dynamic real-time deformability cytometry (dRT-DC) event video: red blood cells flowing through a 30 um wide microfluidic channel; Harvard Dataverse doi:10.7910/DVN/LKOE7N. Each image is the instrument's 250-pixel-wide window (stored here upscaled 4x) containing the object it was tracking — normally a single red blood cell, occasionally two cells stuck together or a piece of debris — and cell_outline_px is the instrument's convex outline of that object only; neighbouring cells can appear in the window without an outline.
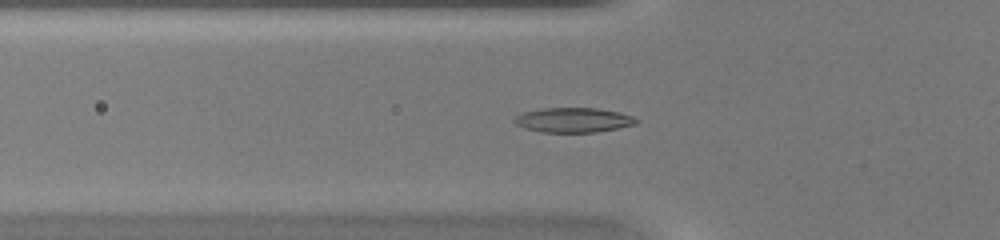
{"species": "common noctule bat (a hibernating species)", "species_latin": "Nyctalus noctula", "temperature_condition": "warm", "stored_images_in_passage": 40, "camera_frame_rate_fps": 3000, "um_per_image_px": 0.085, "animal": {"sex": "female", "body_mass_g": 20.0, "forearm_length_mm": 54.0}, "frame": {"image": 1, "passage_image": 9, "time_ms": 2.667, "image_size_px": [1000, 240], "cell_outline_px": [[640, 120], [636, 124], [596, 132], [540, 132], [524, 128], [516, 124], [512, 120], [516, 116], [524, 112], [544, 108], [600, 108], [632, 116]], "centroid_in_image_um": [48.72, 10.2], "position_along_channel_um": 77.1, "area_um2": 17.46}}
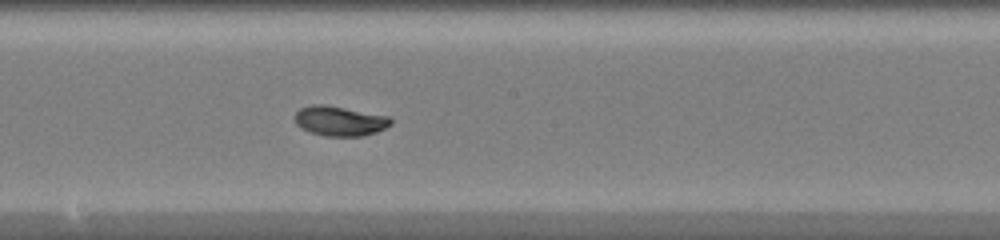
{"frame": {"image": 2, "passage_image": 19, "time_ms": 6.0, "image_size_px": [1000, 240], "cell_outline_px": [[392, 124], [376, 132], [364, 136], [324, 136], [300, 128], [296, 124], [296, 112], [300, 108], [312, 104], [324, 104], [388, 116], [392, 120]], "centroid_in_image_um": [28.87, 10.28], "position_along_channel_um": 219.3, "area_um2": 16.59}}
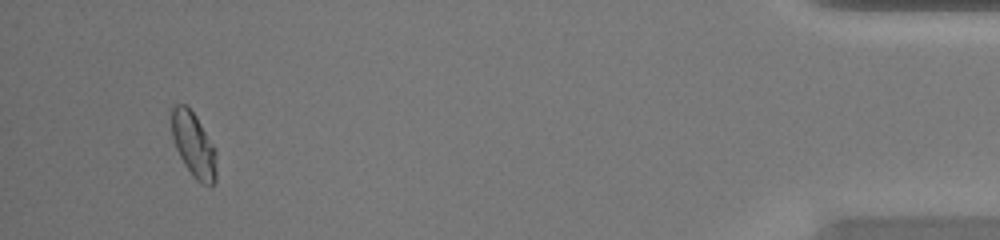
{"frame": {"image": 3, "passage_image": 38, "time_ms": 12.333, "image_size_px": [1000, 240], "cell_outline_px": [[216, 180], [212, 184], [200, 184], [192, 176], [184, 164], [176, 148], [172, 136], [172, 108], [176, 104], [184, 104], [196, 116], [216, 148]], "centroid_in_image_um": [16.48, 12.33], "position_along_channel_um": 418.7, "area_um2": 16.88}, "authors_computed_cell_mechanics": {"area_um2": 16.3285, "velocity_mm_per_s": 4.2637, "shape_relaxation_time_tau1_ms": 4.0432, "shape_relaxation_time_tau2_ms": 0.9861, "deformation_change_tau1": 0.175, "deformation_change_tau2": 0.0424}}